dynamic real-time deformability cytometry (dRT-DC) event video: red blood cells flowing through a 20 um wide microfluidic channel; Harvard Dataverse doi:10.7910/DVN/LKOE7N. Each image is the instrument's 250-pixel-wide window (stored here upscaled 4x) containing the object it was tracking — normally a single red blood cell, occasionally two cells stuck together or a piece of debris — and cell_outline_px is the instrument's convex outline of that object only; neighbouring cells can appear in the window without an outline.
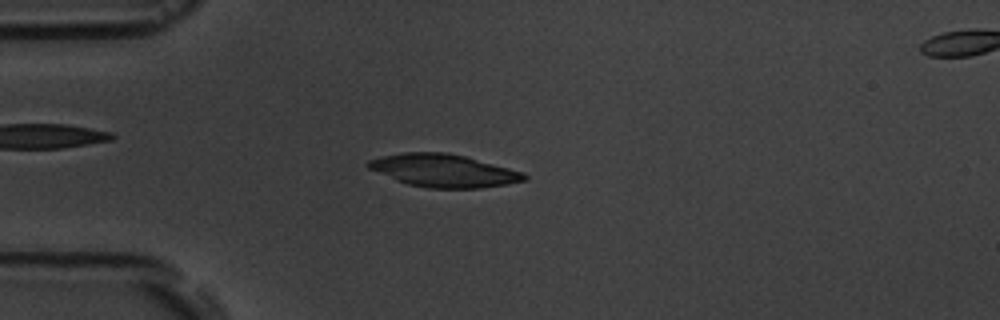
{"species": "common noctule bat (a hibernating species)", "species_latin": "Nyctalus noctula", "temperature_condition": "room temperature", "stored_images_in_passage": 5, "segment_of_instrument_passage": [1, 2], "camera_frame_rate_fps": 3000, "um_per_image_px": 0.085, "animal": {"sex": "male", "body_mass_g": 19.5, "forearm_length_mm": 54.6}, "frame": {"image": 1, "passage_image": 4, "time_ms": 3.333, "image_size_px": [1000, 320], "cell_outline_px": [[528, 180], [508, 184], [480, 188], [428, 188], [408, 184], [396, 180], [368, 168], [368, 160], [380, 156], [404, 152], [448, 152], [464, 156], [524, 172], [528, 176]], "centroid_in_image_um": [37.73, 14.5], "position_along_channel_um": 47.3, "area_um2": 29.77}}